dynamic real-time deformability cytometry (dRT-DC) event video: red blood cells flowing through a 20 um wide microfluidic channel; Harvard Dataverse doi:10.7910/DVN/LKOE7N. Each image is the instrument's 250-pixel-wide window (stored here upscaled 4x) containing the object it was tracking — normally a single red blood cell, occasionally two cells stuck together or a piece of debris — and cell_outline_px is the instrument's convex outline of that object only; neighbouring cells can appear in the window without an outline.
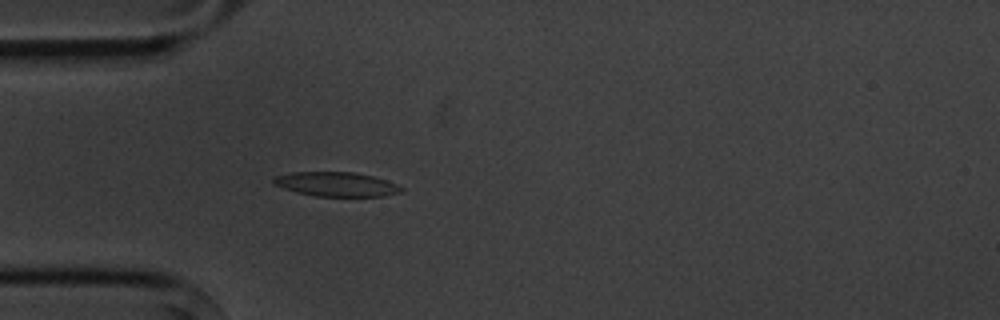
{"species": "common noctule bat (a hibernating species)", "species_latin": "Nyctalus noctula", "temperature_condition": "cold", "stored_images_in_passage": 5, "camera_frame_rate_fps": 3000, "um_per_image_px": 0.085, "animal": {"sex": "male", "body_mass_g": 20.1, "forearm_length_mm": 53.5}, "frame": {"image": 1, "passage_image": 5, "time_ms": 4.667, "image_size_px": [1000, 320], "cell_outline_px": [[404, 192], [380, 196], [316, 196], [296, 192], [272, 184], [272, 180], [276, 176], [292, 172], [352, 172], [372, 176], [396, 184], [404, 188]], "centroid_in_image_um": [28.57, 15.66], "position_along_channel_um": 56.4, "area_um2": 17.98}}